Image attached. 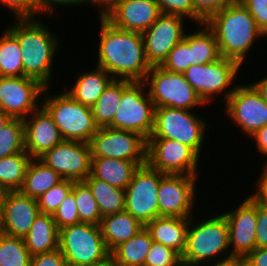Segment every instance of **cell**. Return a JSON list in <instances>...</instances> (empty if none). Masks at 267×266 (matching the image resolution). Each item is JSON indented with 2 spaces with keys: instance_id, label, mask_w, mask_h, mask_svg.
I'll list each match as a JSON object with an SVG mask.
<instances>
[{
  "instance_id": "1",
  "label": "cell",
  "mask_w": 267,
  "mask_h": 266,
  "mask_svg": "<svg viewBox=\"0 0 267 266\" xmlns=\"http://www.w3.org/2000/svg\"><path fill=\"white\" fill-rule=\"evenodd\" d=\"M100 19V37L96 66L102 67L114 79L144 81L151 69L145 56L142 33L113 26Z\"/></svg>"
},
{
  "instance_id": "2",
  "label": "cell",
  "mask_w": 267,
  "mask_h": 266,
  "mask_svg": "<svg viewBox=\"0 0 267 266\" xmlns=\"http://www.w3.org/2000/svg\"><path fill=\"white\" fill-rule=\"evenodd\" d=\"M7 28L17 37L22 52L24 76L51 87L54 59L60 48V38L43 19H14ZM43 21V22H42ZM45 23V24H44ZM59 43V44H58ZM50 84V85H49Z\"/></svg>"
},
{
  "instance_id": "3",
  "label": "cell",
  "mask_w": 267,
  "mask_h": 266,
  "mask_svg": "<svg viewBox=\"0 0 267 266\" xmlns=\"http://www.w3.org/2000/svg\"><path fill=\"white\" fill-rule=\"evenodd\" d=\"M204 23L214 33L221 57L241 66L255 41L263 38L253 16L238 0L211 15Z\"/></svg>"
},
{
  "instance_id": "4",
  "label": "cell",
  "mask_w": 267,
  "mask_h": 266,
  "mask_svg": "<svg viewBox=\"0 0 267 266\" xmlns=\"http://www.w3.org/2000/svg\"><path fill=\"white\" fill-rule=\"evenodd\" d=\"M212 215L208 219L203 218L202 222L196 221L195 216L189 218L182 265L208 266L232 259L227 221L222 213Z\"/></svg>"
},
{
  "instance_id": "5",
  "label": "cell",
  "mask_w": 267,
  "mask_h": 266,
  "mask_svg": "<svg viewBox=\"0 0 267 266\" xmlns=\"http://www.w3.org/2000/svg\"><path fill=\"white\" fill-rule=\"evenodd\" d=\"M49 88H44L41 105L51 115L62 138L89 144L99 129L91 107L75 101L65 90L53 95L49 93Z\"/></svg>"
},
{
  "instance_id": "6",
  "label": "cell",
  "mask_w": 267,
  "mask_h": 266,
  "mask_svg": "<svg viewBox=\"0 0 267 266\" xmlns=\"http://www.w3.org/2000/svg\"><path fill=\"white\" fill-rule=\"evenodd\" d=\"M59 249L67 266H97L110 260L98 225L77 223L59 229Z\"/></svg>"
},
{
  "instance_id": "7",
  "label": "cell",
  "mask_w": 267,
  "mask_h": 266,
  "mask_svg": "<svg viewBox=\"0 0 267 266\" xmlns=\"http://www.w3.org/2000/svg\"><path fill=\"white\" fill-rule=\"evenodd\" d=\"M195 111L171 107L155 108L154 128L148 139H171L191 147L201 156L206 139L207 125L204 117ZM204 118V119H203Z\"/></svg>"
},
{
  "instance_id": "8",
  "label": "cell",
  "mask_w": 267,
  "mask_h": 266,
  "mask_svg": "<svg viewBox=\"0 0 267 266\" xmlns=\"http://www.w3.org/2000/svg\"><path fill=\"white\" fill-rule=\"evenodd\" d=\"M143 82L155 108L171 107L193 111L195 107L206 105L183 73L170 72L156 65L151 67Z\"/></svg>"
},
{
  "instance_id": "9",
  "label": "cell",
  "mask_w": 267,
  "mask_h": 266,
  "mask_svg": "<svg viewBox=\"0 0 267 266\" xmlns=\"http://www.w3.org/2000/svg\"><path fill=\"white\" fill-rule=\"evenodd\" d=\"M241 67L243 66L234 60L220 57L205 65L190 66L184 75L206 106L208 103L209 106L211 102L213 103L215 96L220 94H224V102L227 101L236 88L237 84L234 86V81L239 78Z\"/></svg>"
},
{
  "instance_id": "10",
  "label": "cell",
  "mask_w": 267,
  "mask_h": 266,
  "mask_svg": "<svg viewBox=\"0 0 267 266\" xmlns=\"http://www.w3.org/2000/svg\"><path fill=\"white\" fill-rule=\"evenodd\" d=\"M146 91L143 81H133L122 92L120 107L108 127L133 131L147 140L154 128L155 106Z\"/></svg>"
},
{
  "instance_id": "11",
  "label": "cell",
  "mask_w": 267,
  "mask_h": 266,
  "mask_svg": "<svg viewBox=\"0 0 267 266\" xmlns=\"http://www.w3.org/2000/svg\"><path fill=\"white\" fill-rule=\"evenodd\" d=\"M163 175L146 163L139 166L125 189L124 211L143 226L158 217V189Z\"/></svg>"
},
{
  "instance_id": "12",
  "label": "cell",
  "mask_w": 267,
  "mask_h": 266,
  "mask_svg": "<svg viewBox=\"0 0 267 266\" xmlns=\"http://www.w3.org/2000/svg\"><path fill=\"white\" fill-rule=\"evenodd\" d=\"M200 156L171 139H147L146 163L163 174L199 176Z\"/></svg>"
},
{
  "instance_id": "13",
  "label": "cell",
  "mask_w": 267,
  "mask_h": 266,
  "mask_svg": "<svg viewBox=\"0 0 267 266\" xmlns=\"http://www.w3.org/2000/svg\"><path fill=\"white\" fill-rule=\"evenodd\" d=\"M92 157L124 159L146 164L147 140L139 133L101 127L89 142Z\"/></svg>"
},
{
  "instance_id": "14",
  "label": "cell",
  "mask_w": 267,
  "mask_h": 266,
  "mask_svg": "<svg viewBox=\"0 0 267 266\" xmlns=\"http://www.w3.org/2000/svg\"><path fill=\"white\" fill-rule=\"evenodd\" d=\"M224 104V114L248 137L267 125V102L252 84H237Z\"/></svg>"
},
{
  "instance_id": "15",
  "label": "cell",
  "mask_w": 267,
  "mask_h": 266,
  "mask_svg": "<svg viewBox=\"0 0 267 266\" xmlns=\"http://www.w3.org/2000/svg\"><path fill=\"white\" fill-rule=\"evenodd\" d=\"M198 177L164 174L158 189V217H192L197 202Z\"/></svg>"
},
{
  "instance_id": "16",
  "label": "cell",
  "mask_w": 267,
  "mask_h": 266,
  "mask_svg": "<svg viewBox=\"0 0 267 266\" xmlns=\"http://www.w3.org/2000/svg\"><path fill=\"white\" fill-rule=\"evenodd\" d=\"M38 159L63 179L79 182L91 174V148L85 142L63 140Z\"/></svg>"
},
{
  "instance_id": "17",
  "label": "cell",
  "mask_w": 267,
  "mask_h": 266,
  "mask_svg": "<svg viewBox=\"0 0 267 266\" xmlns=\"http://www.w3.org/2000/svg\"><path fill=\"white\" fill-rule=\"evenodd\" d=\"M45 86L31 77L0 76V110L25 119L40 105Z\"/></svg>"
},
{
  "instance_id": "18",
  "label": "cell",
  "mask_w": 267,
  "mask_h": 266,
  "mask_svg": "<svg viewBox=\"0 0 267 266\" xmlns=\"http://www.w3.org/2000/svg\"><path fill=\"white\" fill-rule=\"evenodd\" d=\"M237 205L222 214L228 224L232 259H245L256 248L257 201L249 195Z\"/></svg>"
},
{
  "instance_id": "19",
  "label": "cell",
  "mask_w": 267,
  "mask_h": 266,
  "mask_svg": "<svg viewBox=\"0 0 267 266\" xmlns=\"http://www.w3.org/2000/svg\"><path fill=\"white\" fill-rule=\"evenodd\" d=\"M186 18L180 15L161 14L142 33L145 56L151 66L161 65L169 52L184 39Z\"/></svg>"
},
{
  "instance_id": "20",
  "label": "cell",
  "mask_w": 267,
  "mask_h": 266,
  "mask_svg": "<svg viewBox=\"0 0 267 266\" xmlns=\"http://www.w3.org/2000/svg\"><path fill=\"white\" fill-rule=\"evenodd\" d=\"M23 122L25 150L31 158L40 157L64 140L51 115L42 105Z\"/></svg>"
},
{
  "instance_id": "21",
  "label": "cell",
  "mask_w": 267,
  "mask_h": 266,
  "mask_svg": "<svg viewBox=\"0 0 267 266\" xmlns=\"http://www.w3.org/2000/svg\"><path fill=\"white\" fill-rule=\"evenodd\" d=\"M39 214L37 199L25 196L19 191H8L0 232L12 237L24 238Z\"/></svg>"
},
{
  "instance_id": "22",
  "label": "cell",
  "mask_w": 267,
  "mask_h": 266,
  "mask_svg": "<svg viewBox=\"0 0 267 266\" xmlns=\"http://www.w3.org/2000/svg\"><path fill=\"white\" fill-rule=\"evenodd\" d=\"M161 14L155 0H122L104 18L119 29L143 33Z\"/></svg>"
},
{
  "instance_id": "23",
  "label": "cell",
  "mask_w": 267,
  "mask_h": 266,
  "mask_svg": "<svg viewBox=\"0 0 267 266\" xmlns=\"http://www.w3.org/2000/svg\"><path fill=\"white\" fill-rule=\"evenodd\" d=\"M188 226L189 219L159 216L144 227L154 242L168 246L182 255L186 248Z\"/></svg>"
},
{
  "instance_id": "24",
  "label": "cell",
  "mask_w": 267,
  "mask_h": 266,
  "mask_svg": "<svg viewBox=\"0 0 267 266\" xmlns=\"http://www.w3.org/2000/svg\"><path fill=\"white\" fill-rule=\"evenodd\" d=\"M113 79L102 67L96 66L80 72L73 86L65 92L82 105L92 107Z\"/></svg>"
},
{
  "instance_id": "25",
  "label": "cell",
  "mask_w": 267,
  "mask_h": 266,
  "mask_svg": "<svg viewBox=\"0 0 267 266\" xmlns=\"http://www.w3.org/2000/svg\"><path fill=\"white\" fill-rule=\"evenodd\" d=\"M139 165L124 159L92 157L91 175L125 190Z\"/></svg>"
},
{
  "instance_id": "26",
  "label": "cell",
  "mask_w": 267,
  "mask_h": 266,
  "mask_svg": "<svg viewBox=\"0 0 267 266\" xmlns=\"http://www.w3.org/2000/svg\"><path fill=\"white\" fill-rule=\"evenodd\" d=\"M23 240L32 256L59 248V229L52 215L40 213Z\"/></svg>"
},
{
  "instance_id": "27",
  "label": "cell",
  "mask_w": 267,
  "mask_h": 266,
  "mask_svg": "<svg viewBox=\"0 0 267 266\" xmlns=\"http://www.w3.org/2000/svg\"><path fill=\"white\" fill-rule=\"evenodd\" d=\"M99 227L110 252L144 228L139 221L125 211L102 217Z\"/></svg>"
},
{
  "instance_id": "28",
  "label": "cell",
  "mask_w": 267,
  "mask_h": 266,
  "mask_svg": "<svg viewBox=\"0 0 267 266\" xmlns=\"http://www.w3.org/2000/svg\"><path fill=\"white\" fill-rule=\"evenodd\" d=\"M153 240L144 227L128 241L120 243L110 253L114 266H144Z\"/></svg>"
},
{
  "instance_id": "29",
  "label": "cell",
  "mask_w": 267,
  "mask_h": 266,
  "mask_svg": "<svg viewBox=\"0 0 267 266\" xmlns=\"http://www.w3.org/2000/svg\"><path fill=\"white\" fill-rule=\"evenodd\" d=\"M63 178L51 167L46 166L38 158H32L23 180L21 194L38 199L42 194L61 182Z\"/></svg>"
},
{
  "instance_id": "30",
  "label": "cell",
  "mask_w": 267,
  "mask_h": 266,
  "mask_svg": "<svg viewBox=\"0 0 267 266\" xmlns=\"http://www.w3.org/2000/svg\"><path fill=\"white\" fill-rule=\"evenodd\" d=\"M132 82L124 79H113L91 107L95 123L99 128L108 127L112 123L114 115L120 107L122 92Z\"/></svg>"
},
{
  "instance_id": "31",
  "label": "cell",
  "mask_w": 267,
  "mask_h": 266,
  "mask_svg": "<svg viewBox=\"0 0 267 266\" xmlns=\"http://www.w3.org/2000/svg\"><path fill=\"white\" fill-rule=\"evenodd\" d=\"M84 182L91 189L102 217L124 211L125 190L96 179L91 174Z\"/></svg>"
},
{
  "instance_id": "32",
  "label": "cell",
  "mask_w": 267,
  "mask_h": 266,
  "mask_svg": "<svg viewBox=\"0 0 267 266\" xmlns=\"http://www.w3.org/2000/svg\"><path fill=\"white\" fill-rule=\"evenodd\" d=\"M196 26L197 30L190 32L191 66L205 65L218 60L221 55L214 33L205 23Z\"/></svg>"
},
{
  "instance_id": "33",
  "label": "cell",
  "mask_w": 267,
  "mask_h": 266,
  "mask_svg": "<svg viewBox=\"0 0 267 266\" xmlns=\"http://www.w3.org/2000/svg\"><path fill=\"white\" fill-rule=\"evenodd\" d=\"M0 34V76L24 77L22 52L17 37L7 26Z\"/></svg>"
},
{
  "instance_id": "34",
  "label": "cell",
  "mask_w": 267,
  "mask_h": 266,
  "mask_svg": "<svg viewBox=\"0 0 267 266\" xmlns=\"http://www.w3.org/2000/svg\"><path fill=\"white\" fill-rule=\"evenodd\" d=\"M31 159L26 150L1 158L0 188L7 191H18L23 184L26 170Z\"/></svg>"
},
{
  "instance_id": "35",
  "label": "cell",
  "mask_w": 267,
  "mask_h": 266,
  "mask_svg": "<svg viewBox=\"0 0 267 266\" xmlns=\"http://www.w3.org/2000/svg\"><path fill=\"white\" fill-rule=\"evenodd\" d=\"M31 259L23 238L0 232V266H30Z\"/></svg>"
},
{
  "instance_id": "36",
  "label": "cell",
  "mask_w": 267,
  "mask_h": 266,
  "mask_svg": "<svg viewBox=\"0 0 267 266\" xmlns=\"http://www.w3.org/2000/svg\"><path fill=\"white\" fill-rule=\"evenodd\" d=\"M72 193L75 196L79 222L99 226L102 216L88 185L84 181L74 182Z\"/></svg>"
},
{
  "instance_id": "37",
  "label": "cell",
  "mask_w": 267,
  "mask_h": 266,
  "mask_svg": "<svg viewBox=\"0 0 267 266\" xmlns=\"http://www.w3.org/2000/svg\"><path fill=\"white\" fill-rule=\"evenodd\" d=\"M25 151L23 119L12 118L0 130V159Z\"/></svg>"
},
{
  "instance_id": "38",
  "label": "cell",
  "mask_w": 267,
  "mask_h": 266,
  "mask_svg": "<svg viewBox=\"0 0 267 266\" xmlns=\"http://www.w3.org/2000/svg\"><path fill=\"white\" fill-rule=\"evenodd\" d=\"M74 182L75 181L69 179H63L61 182L42 194L37 199L40 213L53 215L60 204L72 192Z\"/></svg>"
},
{
  "instance_id": "39",
  "label": "cell",
  "mask_w": 267,
  "mask_h": 266,
  "mask_svg": "<svg viewBox=\"0 0 267 266\" xmlns=\"http://www.w3.org/2000/svg\"><path fill=\"white\" fill-rule=\"evenodd\" d=\"M190 31L168 54L160 65L167 71L183 73L191 66Z\"/></svg>"
},
{
  "instance_id": "40",
  "label": "cell",
  "mask_w": 267,
  "mask_h": 266,
  "mask_svg": "<svg viewBox=\"0 0 267 266\" xmlns=\"http://www.w3.org/2000/svg\"><path fill=\"white\" fill-rule=\"evenodd\" d=\"M181 255L161 243L152 242L144 266H181Z\"/></svg>"
},
{
  "instance_id": "41",
  "label": "cell",
  "mask_w": 267,
  "mask_h": 266,
  "mask_svg": "<svg viewBox=\"0 0 267 266\" xmlns=\"http://www.w3.org/2000/svg\"><path fill=\"white\" fill-rule=\"evenodd\" d=\"M58 229L80 223L75 196L71 192L52 215Z\"/></svg>"
},
{
  "instance_id": "42",
  "label": "cell",
  "mask_w": 267,
  "mask_h": 266,
  "mask_svg": "<svg viewBox=\"0 0 267 266\" xmlns=\"http://www.w3.org/2000/svg\"><path fill=\"white\" fill-rule=\"evenodd\" d=\"M237 0H193L194 2V22L204 23L211 15L232 5Z\"/></svg>"
},
{
  "instance_id": "43",
  "label": "cell",
  "mask_w": 267,
  "mask_h": 266,
  "mask_svg": "<svg viewBox=\"0 0 267 266\" xmlns=\"http://www.w3.org/2000/svg\"><path fill=\"white\" fill-rule=\"evenodd\" d=\"M0 5L12 13L14 19L39 18L36 0H0Z\"/></svg>"
},
{
  "instance_id": "44",
  "label": "cell",
  "mask_w": 267,
  "mask_h": 266,
  "mask_svg": "<svg viewBox=\"0 0 267 266\" xmlns=\"http://www.w3.org/2000/svg\"><path fill=\"white\" fill-rule=\"evenodd\" d=\"M161 13L180 15L186 19H190L192 23L194 22V2L193 0H155Z\"/></svg>"
},
{
  "instance_id": "45",
  "label": "cell",
  "mask_w": 267,
  "mask_h": 266,
  "mask_svg": "<svg viewBox=\"0 0 267 266\" xmlns=\"http://www.w3.org/2000/svg\"><path fill=\"white\" fill-rule=\"evenodd\" d=\"M253 16L256 26L264 33L267 30V0H238Z\"/></svg>"
},
{
  "instance_id": "46",
  "label": "cell",
  "mask_w": 267,
  "mask_h": 266,
  "mask_svg": "<svg viewBox=\"0 0 267 266\" xmlns=\"http://www.w3.org/2000/svg\"><path fill=\"white\" fill-rule=\"evenodd\" d=\"M30 266H67L59 248L51 252L32 256Z\"/></svg>"
},
{
  "instance_id": "47",
  "label": "cell",
  "mask_w": 267,
  "mask_h": 266,
  "mask_svg": "<svg viewBox=\"0 0 267 266\" xmlns=\"http://www.w3.org/2000/svg\"><path fill=\"white\" fill-rule=\"evenodd\" d=\"M79 4L82 6V0H36L37 9L39 12V18L41 14L45 16H51L55 11L56 8L61 7H71V6H79ZM54 12V13H53Z\"/></svg>"
},
{
  "instance_id": "48",
  "label": "cell",
  "mask_w": 267,
  "mask_h": 266,
  "mask_svg": "<svg viewBox=\"0 0 267 266\" xmlns=\"http://www.w3.org/2000/svg\"><path fill=\"white\" fill-rule=\"evenodd\" d=\"M256 247H267V207L257 202Z\"/></svg>"
},
{
  "instance_id": "49",
  "label": "cell",
  "mask_w": 267,
  "mask_h": 266,
  "mask_svg": "<svg viewBox=\"0 0 267 266\" xmlns=\"http://www.w3.org/2000/svg\"><path fill=\"white\" fill-rule=\"evenodd\" d=\"M262 172L255 183L253 194L250 195L260 204L267 207V165H263Z\"/></svg>"
},
{
  "instance_id": "50",
  "label": "cell",
  "mask_w": 267,
  "mask_h": 266,
  "mask_svg": "<svg viewBox=\"0 0 267 266\" xmlns=\"http://www.w3.org/2000/svg\"><path fill=\"white\" fill-rule=\"evenodd\" d=\"M249 139L254 140L257 151L264 156L265 162L263 165H267V125L256 130Z\"/></svg>"
},
{
  "instance_id": "51",
  "label": "cell",
  "mask_w": 267,
  "mask_h": 266,
  "mask_svg": "<svg viewBox=\"0 0 267 266\" xmlns=\"http://www.w3.org/2000/svg\"><path fill=\"white\" fill-rule=\"evenodd\" d=\"M244 260L248 266H267V247H256Z\"/></svg>"
},
{
  "instance_id": "52",
  "label": "cell",
  "mask_w": 267,
  "mask_h": 266,
  "mask_svg": "<svg viewBox=\"0 0 267 266\" xmlns=\"http://www.w3.org/2000/svg\"><path fill=\"white\" fill-rule=\"evenodd\" d=\"M122 0H82V4H90L91 7H99V17H104L107 13H109L117 4H119Z\"/></svg>"
},
{
  "instance_id": "53",
  "label": "cell",
  "mask_w": 267,
  "mask_h": 266,
  "mask_svg": "<svg viewBox=\"0 0 267 266\" xmlns=\"http://www.w3.org/2000/svg\"><path fill=\"white\" fill-rule=\"evenodd\" d=\"M254 88L259 92L261 97L267 102V75L264 78L251 82Z\"/></svg>"
},
{
  "instance_id": "54",
  "label": "cell",
  "mask_w": 267,
  "mask_h": 266,
  "mask_svg": "<svg viewBox=\"0 0 267 266\" xmlns=\"http://www.w3.org/2000/svg\"><path fill=\"white\" fill-rule=\"evenodd\" d=\"M209 266H243V259L233 258L231 260L219 262V263H214V264L209 265Z\"/></svg>"
},
{
  "instance_id": "55",
  "label": "cell",
  "mask_w": 267,
  "mask_h": 266,
  "mask_svg": "<svg viewBox=\"0 0 267 266\" xmlns=\"http://www.w3.org/2000/svg\"><path fill=\"white\" fill-rule=\"evenodd\" d=\"M7 192H8L7 190L0 188V223L3 217L4 202H5Z\"/></svg>"
},
{
  "instance_id": "56",
  "label": "cell",
  "mask_w": 267,
  "mask_h": 266,
  "mask_svg": "<svg viewBox=\"0 0 267 266\" xmlns=\"http://www.w3.org/2000/svg\"><path fill=\"white\" fill-rule=\"evenodd\" d=\"M12 119L11 116L0 110V130Z\"/></svg>"
},
{
  "instance_id": "57",
  "label": "cell",
  "mask_w": 267,
  "mask_h": 266,
  "mask_svg": "<svg viewBox=\"0 0 267 266\" xmlns=\"http://www.w3.org/2000/svg\"><path fill=\"white\" fill-rule=\"evenodd\" d=\"M97 266H114V265H113V263H112V261L110 259L108 262L100 264V265H97Z\"/></svg>"
},
{
  "instance_id": "58",
  "label": "cell",
  "mask_w": 267,
  "mask_h": 266,
  "mask_svg": "<svg viewBox=\"0 0 267 266\" xmlns=\"http://www.w3.org/2000/svg\"><path fill=\"white\" fill-rule=\"evenodd\" d=\"M265 37L267 38V30L263 33V39H264Z\"/></svg>"
},
{
  "instance_id": "59",
  "label": "cell",
  "mask_w": 267,
  "mask_h": 266,
  "mask_svg": "<svg viewBox=\"0 0 267 266\" xmlns=\"http://www.w3.org/2000/svg\"><path fill=\"white\" fill-rule=\"evenodd\" d=\"M243 266H248L246 263H245V260L243 259Z\"/></svg>"
}]
</instances>
